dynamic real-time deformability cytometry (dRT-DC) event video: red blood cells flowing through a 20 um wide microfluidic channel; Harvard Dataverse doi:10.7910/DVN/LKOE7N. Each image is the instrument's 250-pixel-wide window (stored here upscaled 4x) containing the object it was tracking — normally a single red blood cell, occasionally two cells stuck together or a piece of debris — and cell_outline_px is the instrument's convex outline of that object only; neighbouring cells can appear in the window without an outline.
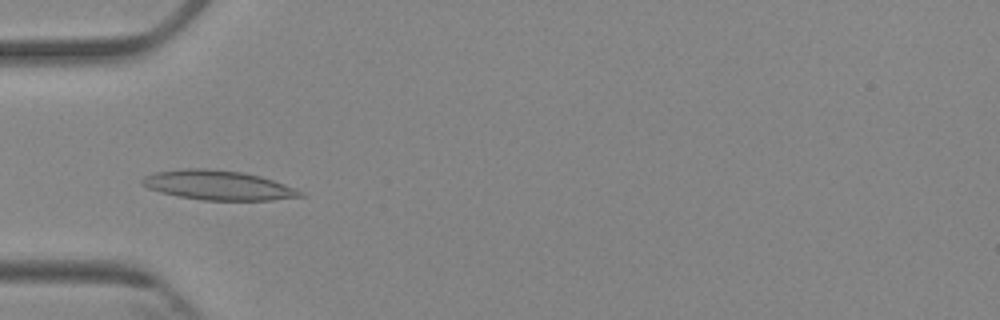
{"species": "Egyptian fruit bat (a non-hibernating species)", "species_latin": "Rousettus aegyptiacus", "temperature_condition": "cold", "stored_images_in_passage": 6, "camera_frame_rate_fps": 3000, "um_per_image_px": 0.085, "animal": {"sex": "female"}, "frame": {"image": 1, "passage_image": 5, "time_ms": 4.667, "image_size_px": [1000, 320], "cell_outline_px": [[304, 196], [272, 200], [204, 200], [180, 196], [160, 192], [148, 188], [140, 184], [140, 180], [144, 176], [156, 172], [184, 168], [204, 168], [244, 172], [260, 176], [284, 184], [304, 192]], "centroid_in_image_um": [18.52, 15.74], "position_along_channel_um": 66.5, "area_um2": 27.11}}
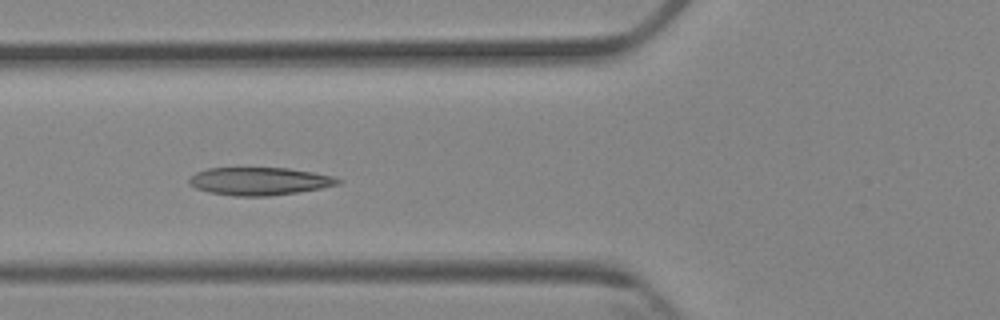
{"frame": {"image": 2, "passage_image": 6, "time_ms": 5.667, "image_size_px": [1000, 320], "cell_outline_px": [[344, 180], [340, 184], [320, 188], [296, 192], [268, 196], [236, 196], [208, 192], [196, 188], [188, 184], [188, 180], [196, 172], [208, 168], [288, 168], [312, 172], [332, 176]], "centroid_in_image_um": [22.04, 15.4], "position_along_channel_um": 103.8, "area_um2": 24.04}}